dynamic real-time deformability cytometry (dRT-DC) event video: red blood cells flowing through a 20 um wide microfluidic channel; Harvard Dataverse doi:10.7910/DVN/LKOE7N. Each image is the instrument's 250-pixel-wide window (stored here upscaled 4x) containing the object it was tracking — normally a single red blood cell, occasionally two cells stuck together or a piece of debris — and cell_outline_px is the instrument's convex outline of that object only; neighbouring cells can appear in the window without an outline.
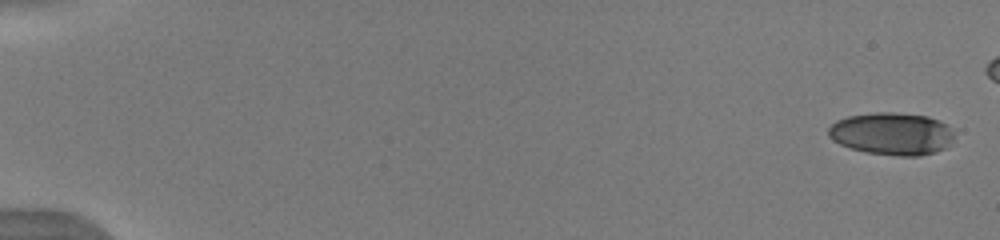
{"species": "human", "species_latin": "Homo sapiens", "temperature_condition": "warm", "stored_images_in_passage": 48, "camera_frame_rate_fps": 3000, "um_per_image_px": 0.085, "donor": {"sex": "male"}, "frame": {"image": 1, "passage_image": 1, "time_ms": 0.0, "image_size_px": [1000, 240], "cell_outline_px": [[952, 140], [944, 148], [936, 152], [920, 156], [900, 156], [864, 152], [848, 148], [832, 140], [828, 136], [828, 128], [836, 120], [848, 116], [876, 112], [892, 112], [928, 116], [944, 124], [952, 132]], "centroid_in_image_um": [75.74, 11.37], "position_along_channel_um": 9.3, "area_um2": 31.04}}
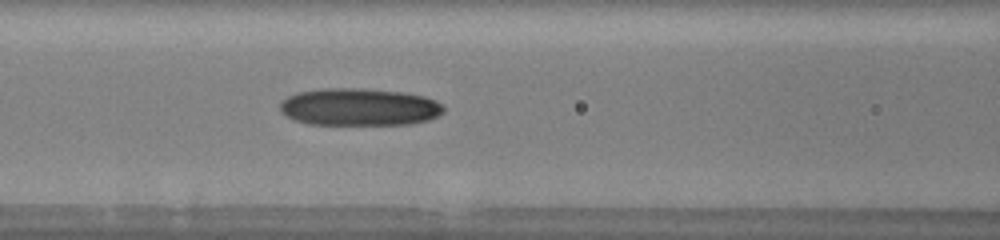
{"frame": {"image": 2, "passage_image": 24, "time_ms": 7.667, "image_size_px": [1000, 240], "cell_outline_px": [[444, 112], [428, 120], [412, 124], [308, 124], [296, 120], [280, 112], [280, 104], [288, 96], [296, 92], [320, 88], [364, 88], [404, 92], [424, 96], [436, 100], [444, 104]], "centroid_in_image_um": [30.56, 9.08], "position_along_channel_um": 136.0, "area_um2": 35.89}}
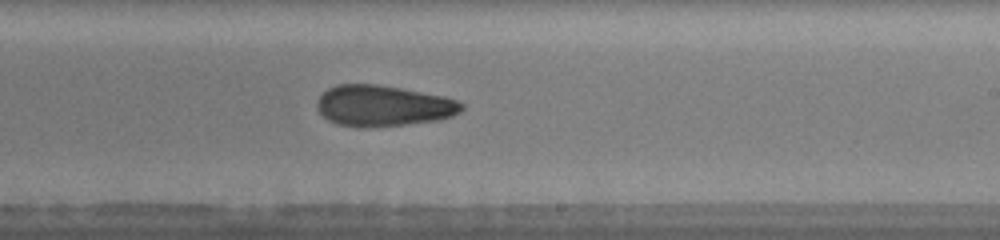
{"frame": {"image": 3, "passage_image": 33, "time_ms": 10.667, "image_size_px": [1000, 240], "cell_outline_px": [[464, 108], [460, 112], [452, 116], [440, 120], [408, 124], [372, 128], [360, 128], [336, 124], [328, 120], [316, 108], [316, 100], [328, 88], [336, 84], [380, 84], [444, 96], [456, 100], [464, 104]], "centroid_in_image_um": [32.56, 9.0], "position_along_channel_um": 256.4, "area_um2": 35.03}}